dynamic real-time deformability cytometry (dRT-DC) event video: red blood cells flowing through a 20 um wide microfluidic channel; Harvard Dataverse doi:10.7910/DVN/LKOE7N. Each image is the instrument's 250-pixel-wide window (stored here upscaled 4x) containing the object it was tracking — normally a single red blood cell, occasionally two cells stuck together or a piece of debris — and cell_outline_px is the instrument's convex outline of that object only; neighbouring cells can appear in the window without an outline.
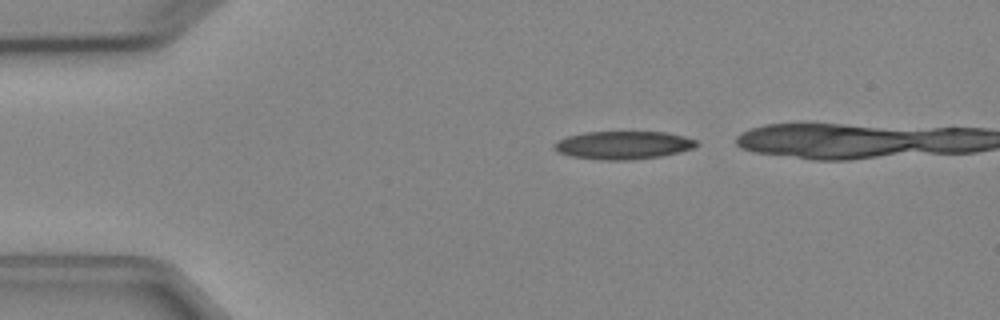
{"species": "Egyptian fruit bat (a non-hibernating species)", "species_latin": "Rousettus aegyptiacus", "temperature_condition": "cold", "stored_images_in_passage": 5, "camera_frame_rate_fps": 3000, "um_per_image_px": 0.085, "animal": {"sex": "female"}, "frame": {"image": 1, "passage_image": 1, "time_ms": 0.0, "image_size_px": [1000, 320], "cell_outline_px": [[700, 144], [696, 148], [680, 152], [660, 156], [632, 160], [600, 160], [572, 156], [560, 152], [552, 148], [552, 144], [568, 136], [584, 132], [668, 132], [684, 136], [696, 140]], "centroid_in_image_um": [53.02, 12.34], "position_along_channel_um": 32.0, "area_um2": 23.41}}